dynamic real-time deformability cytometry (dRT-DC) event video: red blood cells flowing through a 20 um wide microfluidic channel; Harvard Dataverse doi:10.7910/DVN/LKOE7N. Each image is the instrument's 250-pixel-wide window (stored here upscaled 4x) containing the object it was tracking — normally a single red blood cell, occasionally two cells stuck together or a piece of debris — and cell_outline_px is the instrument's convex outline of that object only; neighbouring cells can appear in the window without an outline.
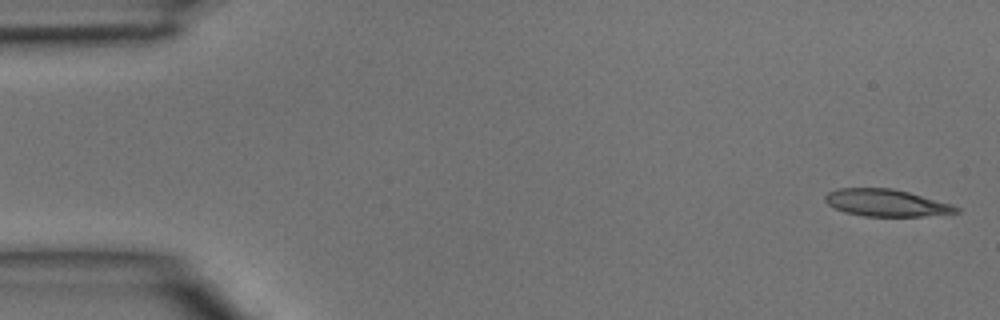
{"species": "common noctule bat (a hibernating species)", "species_latin": "Nyctalus noctula", "temperature_condition": "room temperature", "stored_images_in_passage": 3, "camera_frame_rate_fps": 3000, "um_per_image_px": 0.085, "animal": {"sex": "male", "body_mass_g": 15.6}, "frame": {"image": 1, "passage_image": 1, "time_ms": 0.0, "image_size_px": [1000, 320], "cell_outline_px": [[960, 212], [924, 216], [864, 216], [844, 212], [828, 204], [824, 200], [824, 196], [828, 192], [836, 188], [892, 188], [908, 192], [952, 204], [960, 208]], "centroid_in_image_um": [75.31, 17.24], "position_along_channel_um": 9.7, "area_um2": 20.63}}